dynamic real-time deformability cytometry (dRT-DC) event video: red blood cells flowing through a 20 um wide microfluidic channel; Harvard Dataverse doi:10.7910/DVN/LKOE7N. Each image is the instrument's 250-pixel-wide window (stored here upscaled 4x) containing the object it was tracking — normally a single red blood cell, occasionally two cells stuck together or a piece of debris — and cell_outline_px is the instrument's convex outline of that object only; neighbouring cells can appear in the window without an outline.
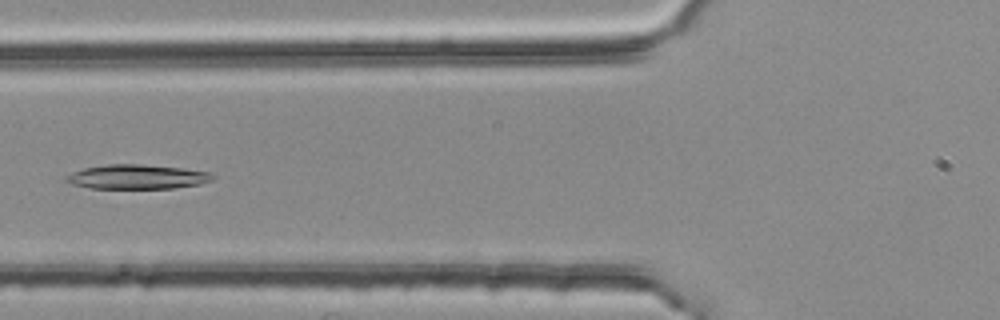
{"species": "common noctule bat (a hibernating species)", "species_latin": "Nyctalus noctula", "temperature_condition": "room temperature", "stored_images_in_passage": 3, "camera_frame_rate_fps": 3000, "um_per_image_px": 0.085, "animal": {"sex": "female", "body_mass_g": 25.1}, "frame": {"image": 1, "passage_image": 3, "time_ms": 0.667, "image_size_px": [1000, 320], "cell_outline_px": [[216, 176], [212, 180], [200, 184], [172, 188], [88, 188], [72, 184], [68, 180], [68, 176], [72, 172], [84, 168], [108, 164], [144, 164], [180, 168], [212, 172]], "centroid_in_image_um": [11.71, 15.02], "position_along_channel_um": 114.1, "area_um2": 20.69}}